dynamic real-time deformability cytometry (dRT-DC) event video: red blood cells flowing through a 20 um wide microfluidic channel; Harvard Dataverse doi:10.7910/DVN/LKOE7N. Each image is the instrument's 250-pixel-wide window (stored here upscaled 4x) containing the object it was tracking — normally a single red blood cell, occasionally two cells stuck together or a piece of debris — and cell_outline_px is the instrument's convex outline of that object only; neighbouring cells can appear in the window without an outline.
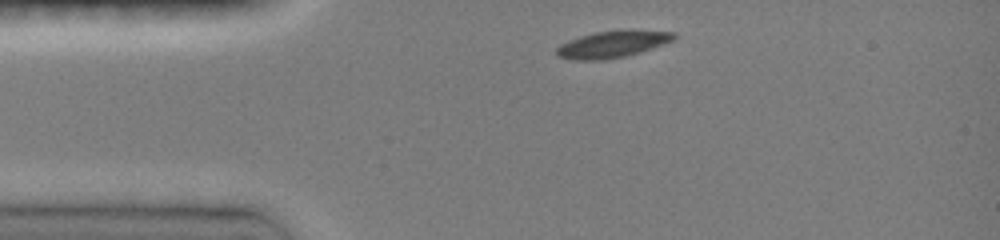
{"species": "common noctule bat (a hibernating species)", "species_latin": "Nyctalus noctula", "temperature_condition": "room temperature", "stored_images_in_passage": 4, "camera_frame_rate_fps": 3000, "um_per_image_px": 0.085, "animal": {"sex": "female", "body_mass_g": 19.0, "forearm_length_mm": 51.5}, "frame": {"image": 1, "passage_image": 1, "time_ms": 0.0, "image_size_px": [1000, 240], "cell_outline_px": [[676, 36], [672, 40], [640, 52], [624, 56], [604, 60], [572, 60], [556, 56], [556, 48], [560, 44], [568, 40], [580, 36], [596, 32], [632, 28], [676, 32]], "centroid_in_image_um": [52.05, 3.73], "position_along_channel_um": 33.0, "area_um2": 18.61}}